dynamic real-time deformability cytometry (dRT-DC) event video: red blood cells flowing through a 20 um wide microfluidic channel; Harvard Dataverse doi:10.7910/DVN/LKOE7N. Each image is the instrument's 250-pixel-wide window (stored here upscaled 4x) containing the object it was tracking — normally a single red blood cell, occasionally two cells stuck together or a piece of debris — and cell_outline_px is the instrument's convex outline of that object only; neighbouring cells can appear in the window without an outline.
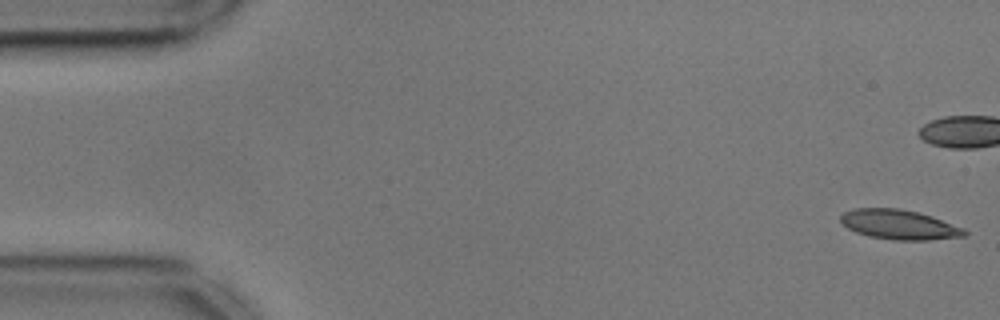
{"species": "common noctule bat (a hibernating species)", "species_latin": "Nyctalus noctula", "temperature_condition": "cold", "stored_images_in_passage": 56, "camera_frame_rate_fps": 3000, "um_per_image_px": 0.085, "animal": {"sex": "male", "body_mass_g": 17.9, "forearm_length_mm": 54.2}, "frame": {"image": 1, "passage_image": 1, "time_ms": 0.0, "image_size_px": [1000, 320], "cell_outline_px": [[968, 236], [928, 240], [892, 240], [868, 236], [856, 232], [848, 228], [840, 220], [840, 216], [844, 212], [856, 208], [900, 208], [932, 216], [964, 228], [968, 232]], "centroid_in_image_um": [76.46, 19.1], "position_along_channel_um": 8.5, "area_um2": 21.5}}
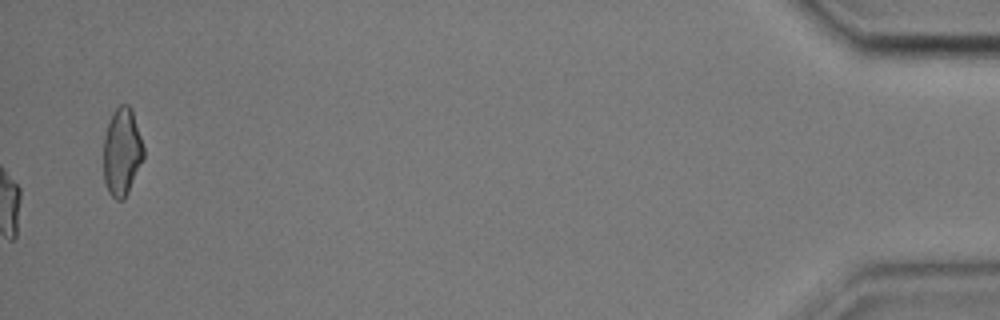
{"frame": {"image": 2, "passage_image": 56, "time_ms": 18.333, "image_size_px": [1000, 320], "cell_outline_px": [[144, 160], [124, 200], [116, 200], [108, 192], [104, 180], [104, 136], [108, 120], [112, 112], [120, 104], [128, 104], [132, 108], [144, 148]], "centroid_in_image_um": [10.37, 12.9], "position_along_channel_um": 424.8, "area_um2": 20.81}, "authors_computed_cell_mechanics": {"area_um2": 21.2126, "velocity_mm_per_s": 3.5833, "shape_relaxation_time_tau1_ms": 5.7611, "shape_relaxation_time_tau2_ms": 2.7385, "deformation_change_tau1": 0.1718, "deformation_change_tau2": 0.1191}}